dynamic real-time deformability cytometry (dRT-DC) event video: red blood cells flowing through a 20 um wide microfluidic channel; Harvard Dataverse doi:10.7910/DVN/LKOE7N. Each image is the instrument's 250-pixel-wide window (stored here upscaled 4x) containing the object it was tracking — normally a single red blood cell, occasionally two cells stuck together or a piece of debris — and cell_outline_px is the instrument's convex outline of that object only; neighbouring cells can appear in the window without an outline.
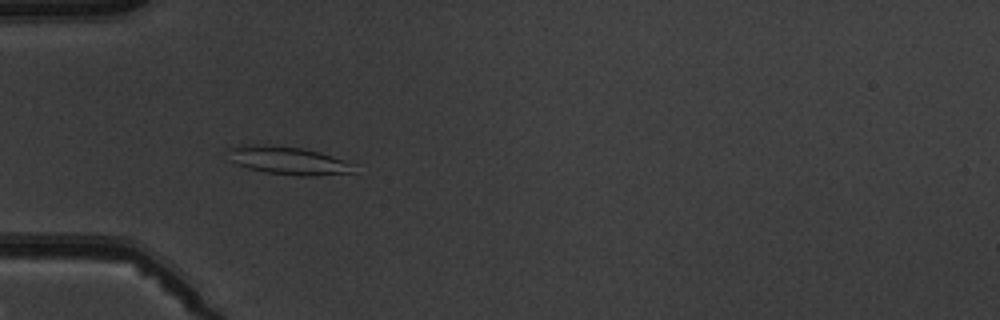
{"species": "common noctule bat (a hibernating species)", "species_latin": "Nyctalus noctula", "temperature_condition": "warm", "stored_images_in_passage": 6, "camera_frame_rate_fps": 3000, "um_per_image_px": 0.085, "animal": {"sex": "male", "body_mass_g": 19.5, "forearm_length_mm": 54.6}, "frame": {"image": 1, "passage_image": 5, "time_ms": 4.667, "image_size_px": [1000, 320], "cell_outline_px": [[352, 172], [312, 176], [300, 176], [268, 172], [248, 168], [236, 164], [228, 160], [228, 148], [240, 144], [252, 144], [300, 148], [320, 152], [344, 160], [348, 164]], "centroid_in_image_um": [24.35, 13.63], "position_along_channel_um": 60.6, "area_um2": 20.06}}
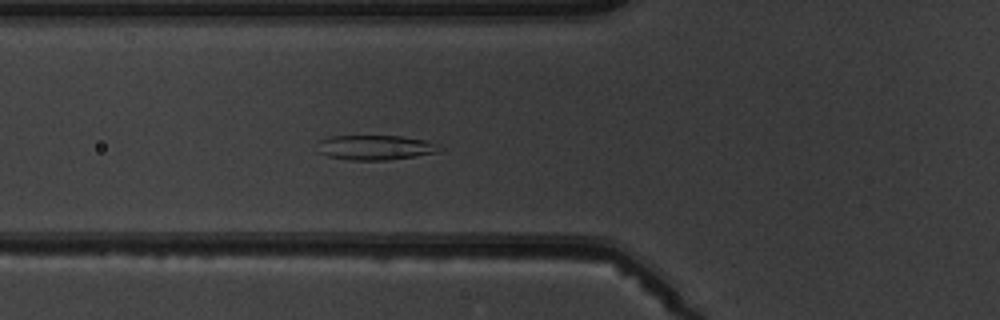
{"frame": {"image": 2, "passage_image": 6, "time_ms": 5.667, "image_size_px": [1000, 320], "cell_outline_px": [[444, 148], [440, 152], [388, 160], [352, 160], [328, 156], [316, 152], [320, 140], [328, 136], [400, 136], [424, 140], [440, 144]], "centroid_in_image_um": [31.92, 12.54], "position_along_channel_um": 93.9, "area_um2": 17.8}}